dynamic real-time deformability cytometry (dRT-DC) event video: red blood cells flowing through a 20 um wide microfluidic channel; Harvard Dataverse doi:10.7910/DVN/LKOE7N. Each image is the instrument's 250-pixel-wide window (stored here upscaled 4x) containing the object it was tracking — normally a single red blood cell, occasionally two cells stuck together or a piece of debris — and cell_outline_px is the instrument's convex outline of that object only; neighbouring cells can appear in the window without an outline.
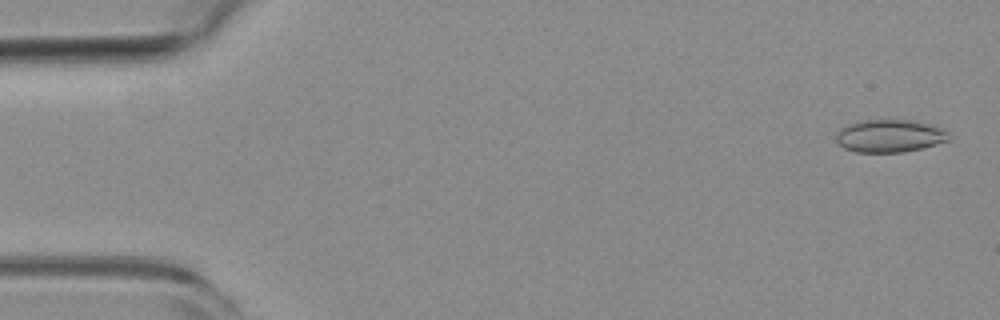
{"species": "common noctule bat (a hibernating species)", "species_latin": "Nyctalus noctula", "temperature_condition": "room temperature", "stored_images_in_passage": 54, "camera_frame_rate_fps": 3000, "um_per_image_px": 0.085, "animal": {"sex": "female", "body_mass_g": 19.3, "forearm_length_mm": 54.1}, "frame": {"image": 1, "passage_image": 2, "time_ms": 0.333, "image_size_px": [1000, 320], "cell_outline_px": [[948, 140], [924, 148], [904, 152], [856, 152], [844, 148], [836, 140], [836, 132], [840, 128], [848, 124], [868, 120], [912, 120], [932, 124], [944, 128], [948, 132]], "centroid_in_image_um": [75.64, 11.55], "position_along_channel_um": 9.4, "area_um2": 21.56}}
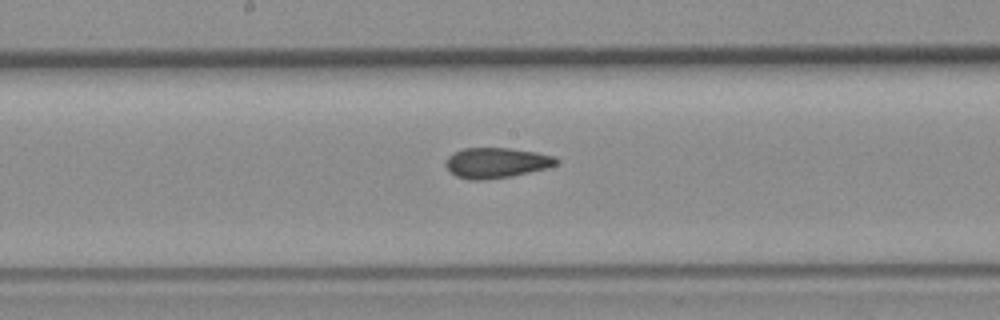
{"frame": {"image": 2, "passage_image": 28, "time_ms": 9.0, "image_size_px": [1000, 320], "cell_outline_px": [[560, 164], [548, 168], [512, 176], [484, 180], [468, 180], [456, 176], [444, 164], [448, 156], [452, 152], [464, 148], [508, 148], [536, 152], [556, 156], [560, 160]], "centroid_in_image_um": [42.23, 13.84], "position_along_channel_um": 206.0, "area_um2": 19.83}}
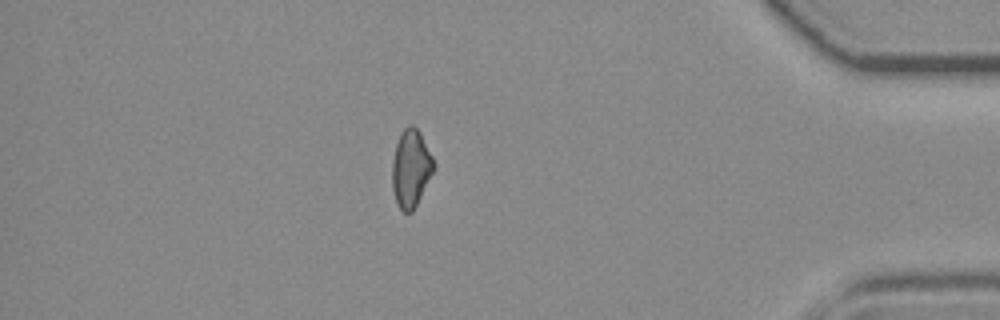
{"frame": {"image": 3, "passage_image": 47, "time_ms": 15.333, "image_size_px": [1000, 320], "cell_outline_px": [[436, 168], [412, 212], [404, 212], [400, 208], [396, 200], [392, 188], [392, 160], [396, 144], [400, 132], [408, 124], [412, 124], [420, 132], [436, 164]], "centroid_in_image_um": [34.93, 14.28], "position_along_channel_um": 400.3, "area_um2": 18.9}, "authors_computed_cell_mechanics": {"area_um2": 19.652, "velocity_mm_per_s": 3.7549, "shape_relaxation_time_tau1_ms": null, "shape_relaxation_time_tau2_ms": 4.0564, "deformation_change_tau1": null, "deformation_change_tau2": 0.0969}}